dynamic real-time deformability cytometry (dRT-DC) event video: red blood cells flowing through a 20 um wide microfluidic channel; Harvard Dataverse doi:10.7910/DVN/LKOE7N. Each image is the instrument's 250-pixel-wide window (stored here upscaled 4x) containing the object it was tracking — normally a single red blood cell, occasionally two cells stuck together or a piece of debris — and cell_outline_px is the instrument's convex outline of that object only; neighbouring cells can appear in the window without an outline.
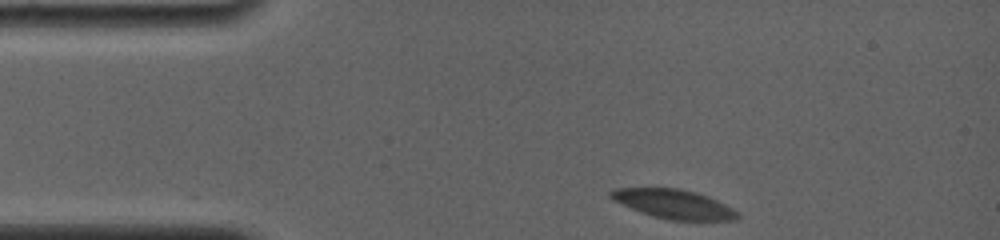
{"species": "common noctule bat (a hibernating species)", "species_latin": "Nyctalus noctula", "temperature_condition": "room temperature", "stored_images_in_passage": 55, "camera_frame_rate_fps": 4000, "um_per_image_px": 0.085, "animal": {"sex": "female", "body_mass_g": 19.0, "forearm_length_mm": 56.7}, "frame": {"image": 1, "passage_image": 1, "time_ms": 0.0, "image_size_px": [1000, 240], "cell_outline_px": [[740, 216], [736, 220], [672, 220], [652, 216], [640, 212], [612, 200], [608, 196], [608, 192], [616, 188], [680, 188], [696, 192], [708, 196], [732, 208]], "centroid_in_image_um": [57.23, 17.34], "position_along_channel_um": 27.8, "area_um2": 21.5}}
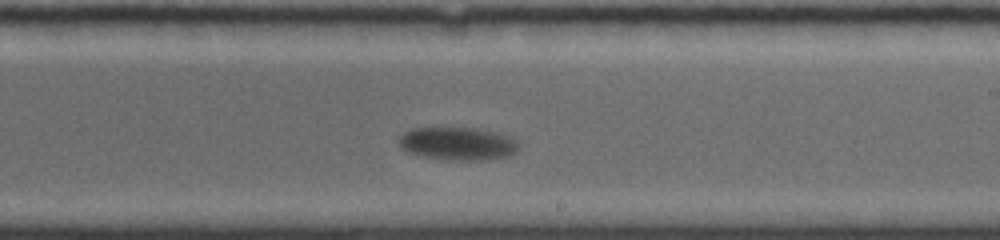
{"frame": {"image": 2, "passage_image": 32, "time_ms": 7.75, "image_size_px": [1000, 240], "cell_outline_px": [[520, 144], [516, 152], [508, 156], [488, 160], [448, 160], [424, 156], [404, 152], [400, 148], [400, 136], [404, 132], [412, 128], [476, 128], [496, 132], [508, 136], [516, 140]], "centroid_in_image_um": [38.91, 12.22], "position_along_channel_um": 250.1, "area_um2": 23.18}}
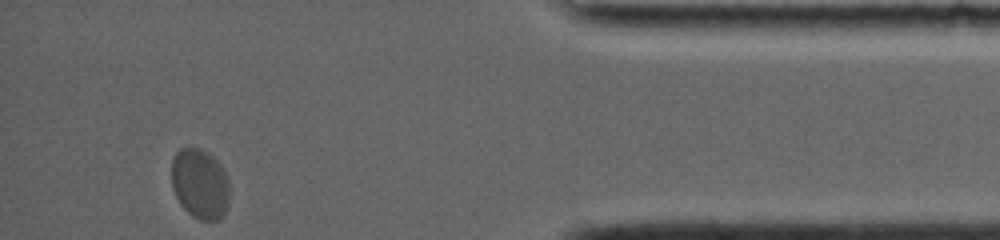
{"frame": {"image": 3, "passage_image": 55, "time_ms": 13.5, "image_size_px": [1000, 240], "cell_outline_px": [[228, 204], [224, 216], [220, 220], [200, 220], [192, 216], [180, 204], [172, 188], [172, 160], [176, 152], [180, 148], [200, 148], [208, 152], [220, 164], [228, 176]], "centroid_in_image_um": [17.0, 15.63], "position_along_channel_um": 418.2, "area_um2": 23.87}, "authors_computed_cell_mechanics": {"area_um2": 23.698, "velocity_mm_per_s": 3.5072, "shape_relaxation_time_tau1_ms": 2.7227, "shape_relaxation_time_tau2_ms": null, "deformation_change_tau1": 0.0889, "deformation_change_tau2": null}}